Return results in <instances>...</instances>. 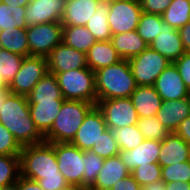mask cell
<instances>
[{
	"instance_id": "cell-1",
	"label": "cell",
	"mask_w": 190,
	"mask_h": 190,
	"mask_svg": "<svg viewBox=\"0 0 190 190\" xmlns=\"http://www.w3.org/2000/svg\"><path fill=\"white\" fill-rule=\"evenodd\" d=\"M0 108V123L13 134L22 147L45 141L30 116L26 96L10 93Z\"/></svg>"
},
{
	"instance_id": "cell-2",
	"label": "cell",
	"mask_w": 190,
	"mask_h": 190,
	"mask_svg": "<svg viewBox=\"0 0 190 190\" xmlns=\"http://www.w3.org/2000/svg\"><path fill=\"white\" fill-rule=\"evenodd\" d=\"M97 100L128 98L137 88L128 60L95 71Z\"/></svg>"
},
{
	"instance_id": "cell-3",
	"label": "cell",
	"mask_w": 190,
	"mask_h": 190,
	"mask_svg": "<svg viewBox=\"0 0 190 190\" xmlns=\"http://www.w3.org/2000/svg\"><path fill=\"white\" fill-rule=\"evenodd\" d=\"M94 106L81 100H64L44 140L49 143H71L85 116Z\"/></svg>"
},
{
	"instance_id": "cell-4",
	"label": "cell",
	"mask_w": 190,
	"mask_h": 190,
	"mask_svg": "<svg viewBox=\"0 0 190 190\" xmlns=\"http://www.w3.org/2000/svg\"><path fill=\"white\" fill-rule=\"evenodd\" d=\"M21 176L35 180L59 176V168L53 143H42L22 147L20 153Z\"/></svg>"
},
{
	"instance_id": "cell-5",
	"label": "cell",
	"mask_w": 190,
	"mask_h": 190,
	"mask_svg": "<svg viewBox=\"0 0 190 190\" xmlns=\"http://www.w3.org/2000/svg\"><path fill=\"white\" fill-rule=\"evenodd\" d=\"M65 100H81L96 106L95 72L89 67L54 74Z\"/></svg>"
},
{
	"instance_id": "cell-6",
	"label": "cell",
	"mask_w": 190,
	"mask_h": 190,
	"mask_svg": "<svg viewBox=\"0 0 190 190\" xmlns=\"http://www.w3.org/2000/svg\"><path fill=\"white\" fill-rule=\"evenodd\" d=\"M62 24L49 22L26 28L29 56L47 57L53 48L62 43Z\"/></svg>"
},
{
	"instance_id": "cell-7",
	"label": "cell",
	"mask_w": 190,
	"mask_h": 190,
	"mask_svg": "<svg viewBox=\"0 0 190 190\" xmlns=\"http://www.w3.org/2000/svg\"><path fill=\"white\" fill-rule=\"evenodd\" d=\"M128 62L137 86H153L157 77L171 63L150 47Z\"/></svg>"
},
{
	"instance_id": "cell-8",
	"label": "cell",
	"mask_w": 190,
	"mask_h": 190,
	"mask_svg": "<svg viewBox=\"0 0 190 190\" xmlns=\"http://www.w3.org/2000/svg\"><path fill=\"white\" fill-rule=\"evenodd\" d=\"M60 173L68 185L82 186L84 175L83 150L71 143H53Z\"/></svg>"
},
{
	"instance_id": "cell-9",
	"label": "cell",
	"mask_w": 190,
	"mask_h": 190,
	"mask_svg": "<svg viewBox=\"0 0 190 190\" xmlns=\"http://www.w3.org/2000/svg\"><path fill=\"white\" fill-rule=\"evenodd\" d=\"M47 72V59L45 57H25L8 89L11 93L27 97Z\"/></svg>"
},
{
	"instance_id": "cell-10",
	"label": "cell",
	"mask_w": 190,
	"mask_h": 190,
	"mask_svg": "<svg viewBox=\"0 0 190 190\" xmlns=\"http://www.w3.org/2000/svg\"><path fill=\"white\" fill-rule=\"evenodd\" d=\"M108 7L112 35L136 30L143 12L139 0H119L109 3Z\"/></svg>"
},
{
	"instance_id": "cell-11",
	"label": "cell",
	"mask_w": 190,
	"mask_h": 190,
	"mask_svg": "<svg viewBox=\"0 0 190 190\" xmlns=\"http://www.w3.org/2000/svg\"><path fill=\"white\" fill-rule=\"evenodd\" d=\"M96 106L102 112L107 128L137 125L139 117L129 97L97 100Z\"/></svg>"
},
{
	"instance_id": "cell-12",
	"label": "cell",
	"mask_w": 190,
	"mask_h": 190,
	"mask_svg": "<svg viewBox=\"0 0 190 190\" xmlns=\"http://www.w3.org/2000/svg\"><path fill=\"white\" fill-rule=\"evenodd\" d=\"M106 129L102 112L94 106L85 116L71 144L83 151H89Z\"/></svg>"
},
{
	"instance_id": "cell-13",
	"label": "cell",
	"mask_w": 190,
	"mask_h": 190,
	"mask_svg": "<svg viewBox=\"0 0 190 190\" xmlns=\"http://www.w3.org/2000/svg\"><path fill=\"white\" fill-rule=\"evenodd\" d=\"M46 59L47 69L51 74L88 67L86 53L63 42L55 46Z\"/></svg>"
},
{
	"instance_id": "cell-14",
	"label": "cell",
	"mask_w": 190,
	"mask_h": 190,
	"mask_svg": "<svg viewBox=\"0 0 190 190\" xmlns=\"http://www.w3.org/2000/svg\"><path fill=\"white\" fill-rule=\"evenodd\" d=\"M153 87L162 98V101L178 100L190 97L179 71L174 63H170L157 77Z\"/></svg>"
},
{
	"instance_id": "cell-15",
	"label": "cell",
	"mask_w": 190,
	"mask_h": 190,
	"mask_svg": "<svg viewBox=\"0 0 190 190\" xmlns=\"http://www.w3.org/2000/svg\"><path fill=\"white\" fill-rule=\"evenodd\" d=\"M66 0H31L26 6V25L60 22Z\"/></svg>"
},
{
	"instance_id": "cell-16",
	"label": "cell",
	"mask_w": 190,
	"mask_h": 190,
	"mask_svg": "<svg viewBox=\"0 0 190 190\" xmlns=\"http://www.w3.org/2000/svg\"><path fill=\"white\" fill-rule=\"evenodd\" d=\"M161 141L144 139L140 145L132 150H120L122 163L130 173L140 165L158 163Z\"/></svg>"
},
{
	"instance_id": "cell-17",
	"label": "cell",
	"mask_w": 190,
	"mask_h": 190,
	"mask_svg": "<svg viewBox=\"0 0 190 190\" xmlns=\"http://www.w3.org/2000/svg\"><path fill=\"white\" fill-rule=\"evenodd\" d=\"M149 47L160 53L171 63H174L186 52L179 30L172 28L165 22L162 23V32L149 44Z\"/></svg>"
},
{
	"instance_id": "cell-18",
	"label": "cell",
	"mask_w": 190,
	"mask_h": 190,
	"mask_svg": "<svg viewBox=\"0 0 190 190\" xmlns=\"http://www.w3.org/2000/svg\"><path fill=\"white\" fill-rule=\"evenodd\" d=\"M190 145L175 132L169 133L163 141L159 152L158 163L168 166L177 162L189 161Z\"/></svg>"
},
{
	"instance_id": "cell-19",
	"label": "cell",
	"mask_w": 190,
	"mask_h": 190,
	"mask_svg": "<svg viewBox=\"0 0 190 190\" xmlns=\"http://www.w3.org/2000/svg\"><path fill=\"white\" fill-rule=\"evenodd\" d=\"M100 3V0H66L60 23L62 26H86Z\"/></svg>"
},
{
	"instance_id": "cell-20",
	"label": "cell",
	"mask_w": 190,
	"mask_h": 190,
	"mask_svg": "<svg viewBox=\"0 0 190 190\" xmlns=\"http://www.w3.org/2000/svg\"><path fill=\"white\" fill-rule=\"evenodd\" d=\"M190 115V97L171 101H162L156 117L169 131L175 132L179 124Z\"/></svg>"
},
{
	"instance_id": "cell-21",
	"label": "cell",
	"mask_w": 190,
	"mask_h": 190,
	"mask_svg": "<svg viewBox=\"0 0 190 190\" xmlns=\"http://www.w3.org/2000/svg\"><path fill=\"white\" fill-rule=\"evenodd\" d=\"M65 99H54L53 101H28L30 116L44 136L50 129L60 111Z\"/></svg>"
},
{
	"instance_id": "cell-22",
	"label": "cell",
	"mask_w": 190,
	"mask_h": 190,
	"mask_svg": "<svg viewBox=\"0 0 190 190\" xmlns=\"http://www.w3.org/2000/svg\"><path fill=\"white\" fill-rule=\"evenodd\" d=\"M139 118L156 116L162 98L153 86H137L129 97Z\"/></svg>"
},
{
	"instance_id": "cell-23",
	"label": "cell",
	"mask_w": 190,
	"mask_h": 190,
	"mask_svg": "<svg viewBox=\"0 0 190 190\" xmlns=\"http://www.w3.org/2000/svg\"><path fill=\"white\" fill-rule=\"evenodd\" d=\"M130 174L119 155L107 158L104 160L96 181L88 189L109 190L118 180L124 179Z\"/></svg>"
},
{
	"instance_id": "cell-24",
	"label": "cell",
	"mask_w": 190,
	"mask_h": 190,
	"mask_svg": "<svg viewBox=\"0 0 190 190\" xmlns=\"http://www.w3.org/2000/svg\"><path fill=\"white\" fill-rule=\"evenodd\" d=\"M86 57L87 65L93 72L122 60L111 40L97 41L86 53Z\"/></svg>"
},
{
	"instance_id": "cell-25",
	"label": "cell",
	"mask_w": 190,
	"mask_h": 190,
	"mask_svg": "<svg viewBox=\"0 0 190 190\" xmlns=\"http://www.w3.org/2000/svg\"><path fill=\"white\" fill-rule=\"evenodd\" d=\"M111 42L123 60H129L138 56L149 47L136 30L114 34L111 37Z\"/></svg>"
},
{
	"instance_id": "cell-26",
	"label": "cell",
	"mask_w": 190,
	"mask_h": 190,
	"mask_svg": "<svg viewBox=\"0 0 190 190\" xmlns=\"http://www.w3.org/2000/svg\"><path fill=\"white\" fill-rule=\"evenodd\" d=\"M62 42L73 49L87 53L97 41L86 26H63Z\"/></svg>"
},
{
	"instance_id": "cell-27",
	"label": "cell",
	"mask_w": 190,
	"mask_h": 190,
	"mask_svg": "<svg viewBox=\"0 0 190 190\" xmlns=\"http://www.w3.org/2000/svg\"><path fill=\"white\" fill-rule=\"evenodd\" d=\"M0 48L28 57L29 47L26 28L13 27L0 31Z\"/></svg>"
},
{
	"instance_id": "cell-28",
	"label": "cell",
	"mask_w": 190,
	"mask_h": 190,
	"mask_svg": "<svg viewBox=\"0 0 190 190\" xmlns=\"http://www.w3.org/2000/svg\"><path fill=\"white\" fill-rule=\"evenodd\" d=\"M28 101H53L64 99L54 74L47 72L27 96Z\"/></svg>"
},
{
	"instance_id": "cell-29",
	"label": "cell",
	"mask_w": 190,
	"mask_h": 190,
	"mask_svg": "<svg viewBox=\"0 0 190 190\" xmlns=\"http://www.w3.org/2000/svg\"><path fill=\"white\" fill-rule=\"evenodd\" d=\"M109 7L108 4L100 3L96 12L88 20L86 27L96 41H109L111 40L112 33L108 23Z\"/></svg>"
},
{
	"instance_id": "cell-30",
	"label": "cell",
	"mask_w": 190,
	"mask_h": 190,
	"mask_svg": "<svg viewBox=\"0 0 190 190\" xmlns=\"http://www.w3.org/2000/svg\"><path fill=\"white\" fill-rule=\"evenodd\" d=\"M161 16L163 22L179 30L190 21V0H172Z\"/></svg>"
},
{
	"instance_id": "cell-31",
	"label": "cell",
	"mask_w": 190,
	"mask_h": 190,
	"mask_svg": "<svg viewBox=\"0 0 190 190\" xmlns=\"http://www.w3.org/2000/svg\"><path fill=\"white\" fill-rule=\"evenodd\" d=\"M162 16L142 12L136 32L149 45L162 32Z\"/></svg>"
},
{
	"instance_id": "cell-32",
	"label": "cell",
	"mask_w": 190,
	"mask_h": 190,
	"mask_svg": "<svg viewBox=\"0 0 190 190\" xmlns=\"http://www.w3.org/2000/svg\"><path fill=\"white\" fill-rule=\"evenodd\" d=\"M26 7L23 6H7L0 2V31L13 27L27 28Z\"/></svg>"
},
{
	"instance_id": "cell-33",
	"label": "cell",
	"mask_w": 190,
	"mask_h": 190,
	"mask_svg": "<svg viewBox=\"0 0 190 190\" xmlns=\"http://www.w3.org/2000/svg\"><path fill=\"white\" fill-rule=\"evenodd\" d=\"M24 58V56L0 48V76L7 86L14 80Z\"/></svg>"
},
{
	"instance_id": "cell-34",
	"label": "cell",
	"mask_w": 190,
	"mask_h": 190,
	"mask_svg": "<svg viewBox=\"0 0 190 190\" xmlns=\"http://www.w3.org/2000/svg\"><path fill=\"white\" fill-rule=\"evenodd\" d=\"M116 139L120 150H132L142 143L144 137L137 125H129L122 128H108Z\"/></svg>"
},
{
	"instance_id": "cell-35",
	"label": "cell",
	"mask_w": 190,
	"mask_h": 190,
	"mask_svg": "<svg viewBox=\"0 0 190 190\" xmlns=\"http://www.w3.org/2000/svg\"><path fill=\"white\" fill-rule=\"evenodd\" d=\"M20 175V156L0 155V188L15 184Z\"/></svg>"
},
{
	"instance_id": "cell-36",
	"label": "cell",
	"mask_w": 190,
	"mask_h": 190,
	"mask_svg": "<svg viewBox=\"0 0 190 190\" xmlns=\"http://www.w3.org/2000/svg\"><path fill=\"white\" fill-rule=\"evenodd\" d=\"M137 127L144 139L163 141V139L169 134V131L156 116L139 118Z\"/></svg>"
},
{
	"instance_id": "cell-37",
	"label": "cell",
	"mask_w": 190,
	"mask_h": 190,
	"mask_svg": "<svg viewBox=\"0 0 190 190\" xmlns=\"http://www.w3.org/2000/svg\"><path fill=\"white\" fill-rule=\"evenodd\" d=\"M104 160L90 150L83 151L84 175L82 178V187L90 188L94 184Z\"/></svg>"
},
{
	"instance_id": "cell-38",
	"label": "cell",
	"mask_w": 190,
	"mask_h": 190,
	"mask_svg": "<svg viewBox=\"0 0 190 190\" xmlns=\"http://www.w3.org/2000/svg\"><path fill=\"white\" fill-rule=\"evenodd\" d=\"M161 179L164 183L176 181L190 183V161L161 166Z\"/></svg>"
},
{
	"instance_id": "cell-39",
	"label": "cell",
	"mask_w": 190,
	"mask_h": 190,
	"mask_svg": "<svg viewBox=\"0 0 190 190\" xmlns=\"http://www.w3.org/2000/svg\"><path fill=\"white\" fill-rule=\"evenodd\" d=\"M103 159L117 156L120 152L116 139L112 136L110 129H106L97 143L90 149Z\"/></svg>"
},
{
	"instance_id": "cell-40",
	"label": "cell",
	"mask_w": 190,
	"mask_h": 190,
	"mask_svg": "<svg viewBox=\"0 0 190 190\" xmlns=\"http://www.w3.org/2000/svg\"><path fill=\"white\" fill-rule=\"evenodd\" d=\"M131 175L142 186L162 180L161 166L159 163H148L147 165L137 166Z\"/></svg>"
},
{
	"instance_id": "cell-41",
	"label": "cell",
	"mask_w": 190,
	"mask_h": 190,
	"mask_svg": "<svg viewBox=\"0 0 190 190\" xmlns=\"http://www.w3.org/2000/svg\"><path fill=\"white\" fill-rule=\"evenodd\" d=\"M22 146L13 134L0 123V155L20 156Z\"/></svg>"
},
{
	"instance_id": "cell-42",
	"label": "cell",
	"mask_w": 190,
	"mask_h": 190,
	"mask_svg": "<svg viewBox=\"0 0 190 190\" xmlns=\"http://www.w3.org/2000/svg\"><path fill=\"white\" fill-rule=\"evenodd\" d=\"M172 0H140L143 12L162 15Z\"/></svg>"
},
{
	"instance_id": "cell-43",
	"label": "cell",
	"mask_w": 190,
	"mask_h": 190,
	"mask_svg": "<svg viewBox=\"0 0 190 190\" xmlns=\"http://www.w3.org/2000/svg\"><path fill=\"white\" fill-rule=\"evenodd\" d=\"M174 64L177 67L186 88L190 91V52H185L174 62Z\"/></svg>"
},
{
	"instance_id": "cell-44",
	"label": "cell",
	"mask_w": 190,
	"mask_h": 190,
	"mask_svg": "<svg viewBox=\"0 0 190 190\" xmlns=\"http://www.w3.org/2000/svg\"><path fill=\"white\" fill-rule=\"evenodd\" d=\"M44 190H60L68 185L64 176L59 172V176L45 177L37 180Z\"/></svg>"
},
{
	"instance_id": "cell-45",
	"label": "cell",
	"mask_w": 190,
	"mask_h": 190,
	"mask_svg": "<svg viewBox=\"0 0 190 190\" xmlns=\"http://www.w3.org/2000/svg\"><path fill=\"white\" fill-rule=\"evenodd\" d=\"M142 186L130 174L124 179L118 180L109 190H141Z\"/></svg>"
},
{
	"instance_id": "cell-46",
	"label": "cell",
	"mask_w": 190,
	"mask_h": 190,
	"mask_svg": "<svg viewBox=\"0 0 190 190\" xmlns=\"http://www.w3.org/2000/svg\"><path fill=\"white\" fill-rule=\"evenodd\" d=\"M15 184L17 190H44L37 181L25 178L21 175Z\"/></svg>"
},
{
	"instance_id": "cell-47",
	"label": "cell",
	"mask_w": 190,
	"mask_h": 190,
	"mask_svg": "<svg viewBox=\"0 0 190 190\" xmlns=\"http://www.w3.org/2000/svg\"><path fill=\"white\" fill-rule=\"evenodd\" d=\"M175 133L190 145V115L179 124Z\"/></svg>"
},
{
	"instance_id": "cell-48",
	"label": "cell",
	"mask_w": 190,
	"mask_h": 190,
	"mask_svg": "<svg viewBox=\"0 0 190 190\" xmlns=\"http://www.w3.org/2000/svg\"><path fill=\"white\" fill-rule=\"evenodd\" d=\"M181 41L186 52H190V21L179 29Z\"/></svg>"
},
{
	"instance_id": "cell-49",
	"label": "cell",
	"mask_w": 190,
	"mask_h": 190,
	"mask_svg": "<svg viewBox=\"0 0 190 190\" xmlns=\"http://www.w3.org/2000/svg\"><path fill=\"white\" fill-rule=\"evenodd\" d=\"M165 190H190V183L183 181L164 183Z\"/></svg>"
},
{
	"instance_id": "cell-50",
	"label": "cell",
	"mask_w": 190,
	"mask_h": 190,
	"mask_svg": "<svg viewBox=\"0 0 190 190\" xmlns=\"http://www.w3.org/2000/svg\"><path fill=\"white\" fill-rule=\"evenodd\" d=\"M0 2L6 4L7 6L26 7L31 2V0H0Z\"/></svg>"
},
{
	"instance_id": "cell-51",
	"label": "cell",
	"mask_w": 190,
	"mask_h": 190,
	"mask_svg": "<svg viewBox=\"0 0 190 190\" xmlns=\"http://www.w3.org/2000/svg\"><path fill=\"white\" fill-rule=\"evenodd\" d=\"M141 190H165L164 182L162 180L150 183L141 188Z\"/></svg>"
},
{
	"instance_id": "cell-52",
	"label": "cell",
	"mask_w": 190,
	"mask_h": 190,
	"mask_svg": "<svg viewBox=\"0 0 190 190\" xmlns=\"http://www.w3.org/2000/svg\"><path fill=\"white\" fill-rule=\"evenodd\" d=\"M10 90L8 87H5L4 89L0 90V107H2V103L5 102L6 97L10 94ZM1 109V108H0Z\"/></svg>"
},
{
	"instance_id": "cell-53",
	"label": "cell",
	"mask_w": 190,
	"mask_h": 190,
	"mask_svg": "<svg viewBox=\"0 0 190 190\" xmlns=\"http://www.w3.org/2000/svg\"><path fill=\"white\" fill-rule=\"evenodd\" d=\"M60 190H88V188L78 186V185H67V186L61 188Z\"/></svg>"
},
{
	"instance_id": "cell-54",
	"label": "cell",
	"mask_w": 190,
	"mask_h": 190,
	"mask_svg": "<svg viewBox=\"0 0 190 190\" xmlns=\"http://www.w3.org/2000/svg\"><path fill=\"white\" fill-rule=\"evenodd\" d=\"M0 190H17L16 184L7 186V187H2Z\"/></svg>"
},
{
	"instance_id": "cell-55",
	"label": "cell",
	"mask_w": 190,
	"mask_h": 190,
	"mask_svg": "<svg viewBox=\"0 0 190 190\" xmlns=\"http://www.w3.org/2000/svg\"><path fill=\"white\" fill-rule=\"evenodd\" d=\"M5 87H8V86L3 82V80L1 79V76H0V90L4 89Z\"/></svg>"
},
{
	"instance_id": "cell-56",
	"label": "cell",
	"mask_w": 190,
	"mask_h": 190,
	"mask_svg": "<svg viewBox=\"0 0 190 190\" xmlns=\"http://www.w3.org/2000/svg\"><path fill=\"white\" fill-rule=\"evenodd\" d=\"M101 3H105V4H109V3H112V2H117L119 0H100Z\"/></svg>"
}]
</instances>
